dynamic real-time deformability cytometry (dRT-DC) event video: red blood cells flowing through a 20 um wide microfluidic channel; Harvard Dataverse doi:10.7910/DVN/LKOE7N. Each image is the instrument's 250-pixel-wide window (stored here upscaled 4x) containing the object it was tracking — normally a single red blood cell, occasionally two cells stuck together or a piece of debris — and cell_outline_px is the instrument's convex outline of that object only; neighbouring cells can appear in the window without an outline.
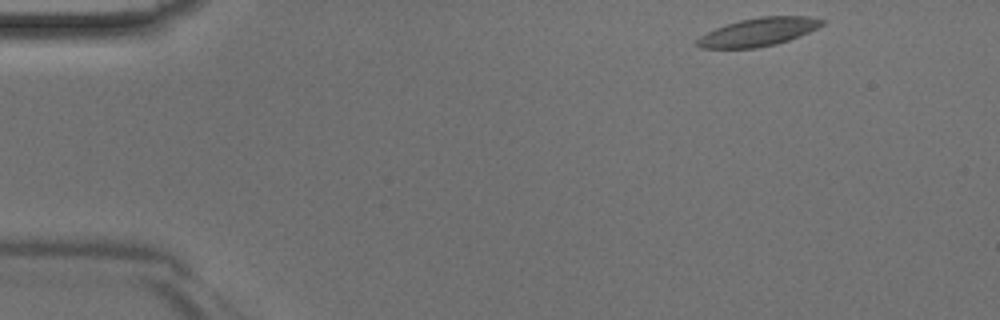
{"species": "Egyptian fruit bat (a non-hibernating species)", "species_latin": "Rousettus aegyptiacus", "temperature_condition": "room temperature", "stored_images_in_passage": 42, "camera_frame_rate_fps": 3000, "um_per_image_px": 0.085, "animal": {"sex": "male"}, "frame": {"image": 1, "passage_image": 1, "time_ms": 0.0, "image_size_px": [1000, 320], "cell_outline_px": [[824, 24], [800, 36], [776, 44], [756, 48], [700, 48], [696, 44], [696, 40], [700, 36], [716, 28], [740, 20], [760, 16], [804, 16], [824, 20]], "centroid_in_image_um": [64.45, 2.72], "position_along_channel_um": 20.6, "area_um2": 20.29}}
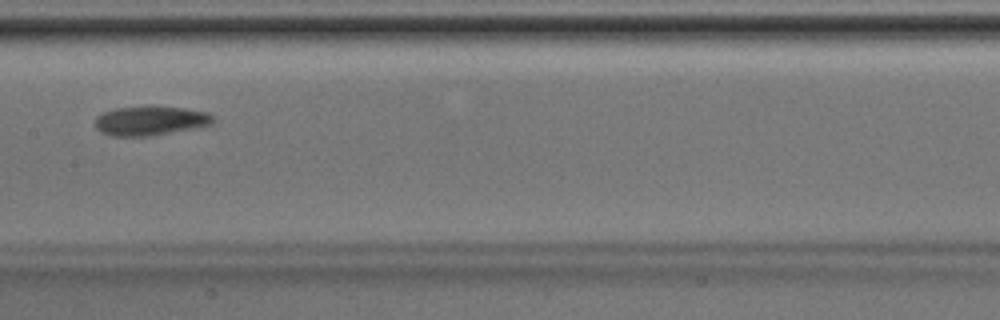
{"frame": {"image": 2, "passage_image": 19, "time_ms": 6.0, "image_size_px": [1000, 320], "cell_outline_px": [[216, 120], [212, 124], [196, 128], [152, 136], [112, 136], [100, 132], [96, 128], [96, 116], [104, 112], [116, 108], [148, 104], [184, 108], [208, 112]], "centroid_in_image_um": [12.8, 10.24], "position_along_channel_um": 194.6, "area_um2": 20.75}}
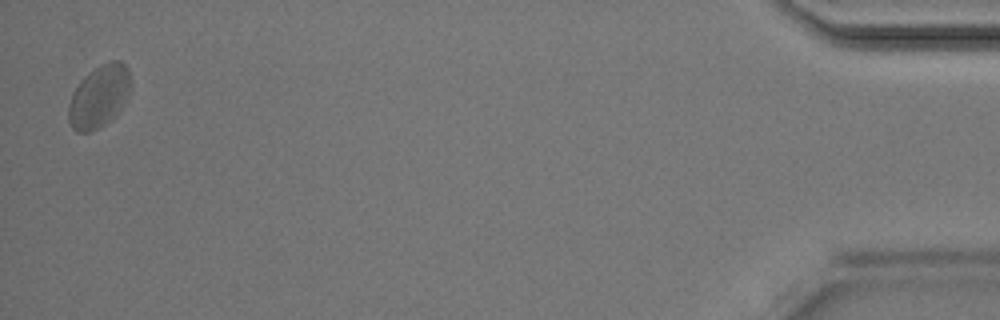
{"frame": {"image": 3, "passage_image": 41, "time_ms": 13.333, "image_size_px": [1000, 320], "cell_outline_px": [[132, 88], [128, 100], [116, 116], [104, 124], [88, 132], [76, 132], [72, 128], [68, 120], [68, 104], [72, 92], [84, 76], [88, 72], [100, 64], [112, 60], [120, 60], [128, 68], [132, 80]], "centroid_in_image_um": [8.46, 8.17], "position_along_channel_um": 426.7, "area_um2": 23.24}}